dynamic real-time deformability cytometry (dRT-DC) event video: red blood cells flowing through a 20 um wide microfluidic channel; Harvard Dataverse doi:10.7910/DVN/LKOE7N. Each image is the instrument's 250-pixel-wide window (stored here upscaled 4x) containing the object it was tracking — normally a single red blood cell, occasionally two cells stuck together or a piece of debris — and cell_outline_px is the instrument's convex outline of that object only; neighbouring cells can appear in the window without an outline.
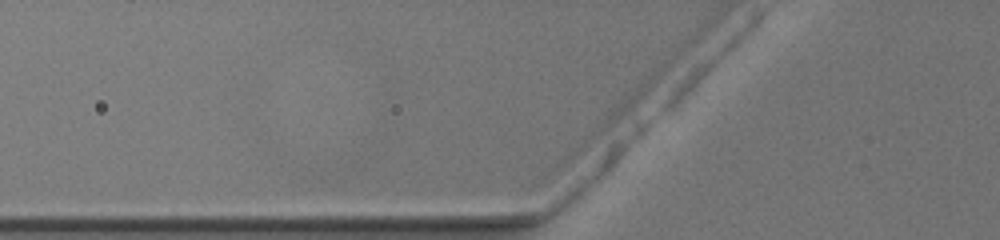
{"species": "common noctule bat (a hibernating species)", "species_latin": "Nyctalus noctula", "temperature_condition": "warm", "stored_images_in_passage": 4, "camera_frame_rate_fps": 3000, "um_per_image_px": 0.085, "animal": {"sex": "female", "body_mass_g": 19.5, "forearm_length_mm": 54.1}, "frame": {"image": 1, "passage_image": 2, "time_ms": 0.333, "image_size_px": [1000, 240], "cell_outline_px": [[664, 72], [648, 92], [628, 112], [556, 176], [544, 176], [544, 172], [548, 164], [652, 72], [664, 64]], "centroid_in_image_um": [51.23, 10.59], "position_along_channel_um": 74.6, "area_um2": 14.97}}